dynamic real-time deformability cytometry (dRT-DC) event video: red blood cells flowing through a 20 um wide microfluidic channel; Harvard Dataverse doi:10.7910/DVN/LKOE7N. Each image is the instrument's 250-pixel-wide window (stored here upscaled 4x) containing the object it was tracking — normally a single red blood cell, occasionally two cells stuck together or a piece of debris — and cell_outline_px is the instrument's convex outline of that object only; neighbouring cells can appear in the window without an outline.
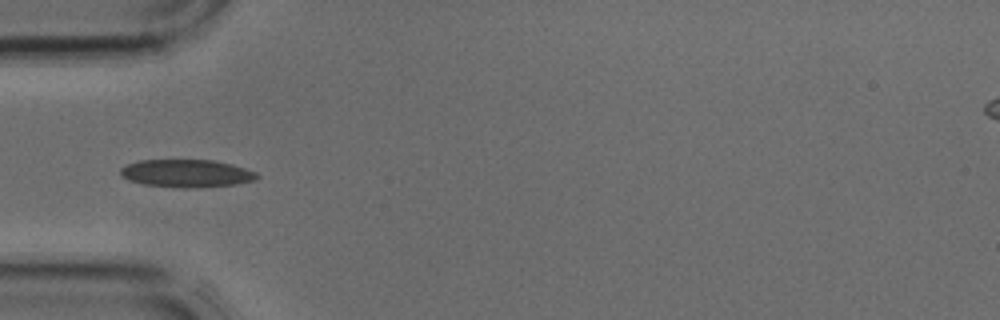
{"species": "common noctule bat (a hibernating species)", "species_latin": "Nyctalus noctula", "temperature_condition": "cold", "stored_images_in_passage": 5, "camera_frame_rate_fps": 3000, "um_per_image_px": 0.085, "animal": {"sex": "male", "body_mass_g": 17.9, "forearm_length_mm": 54.2}, "frame": {"image": 1, "passage_image": 4, "time_ms": 1.0, "image_size_px": [1000, 320], "cell_outline_px": [[260, 176], [256, 180], [232, 184], [200, 188], [184, 188], [144, 184], [128, 180], [120, 176], [120, 168], [128, 164], [140, 160], [212, 160], [232, 164], [256, 172]], "centroid_in_image_um": [15.85, 14.74], "position_along_channel_um": 69.2, "area_um2": 22.08}}